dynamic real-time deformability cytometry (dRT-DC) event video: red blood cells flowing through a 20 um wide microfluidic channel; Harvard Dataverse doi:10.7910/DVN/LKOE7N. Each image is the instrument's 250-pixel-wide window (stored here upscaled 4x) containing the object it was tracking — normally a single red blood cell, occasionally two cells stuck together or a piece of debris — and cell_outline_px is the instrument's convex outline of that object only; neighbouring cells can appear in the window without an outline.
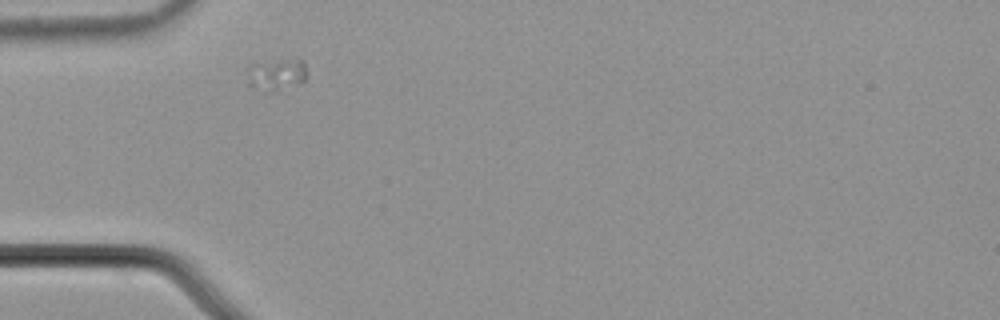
{"species": "common noctule bat (a hibernating species)", "species_latin": "Nyctalus noctula", "temperature_condition": "cold", "stored_images_in_passage": 5, "camera_frame_rate_fps": 3000, "um_per_image_px": 0.085, "animal": {"sex": "male", "body_mass_g": 21.5, "forearm_length_mm": 52.0}, "frame": {"image": 1, "passage_image": 2, "time_ms": 0.333, "image_size_px": [1000, 320], "cell_outline_px": [[308, 76], [304, 80], [272, 92], [264, 92], [248, 84], [248, 64], [280, 60], [304, 60], [308, 72]], "centroid_in_image_um": [23.5, 6.32], "position_along_channel_um": 61.5, "area_um2": 10.98}}